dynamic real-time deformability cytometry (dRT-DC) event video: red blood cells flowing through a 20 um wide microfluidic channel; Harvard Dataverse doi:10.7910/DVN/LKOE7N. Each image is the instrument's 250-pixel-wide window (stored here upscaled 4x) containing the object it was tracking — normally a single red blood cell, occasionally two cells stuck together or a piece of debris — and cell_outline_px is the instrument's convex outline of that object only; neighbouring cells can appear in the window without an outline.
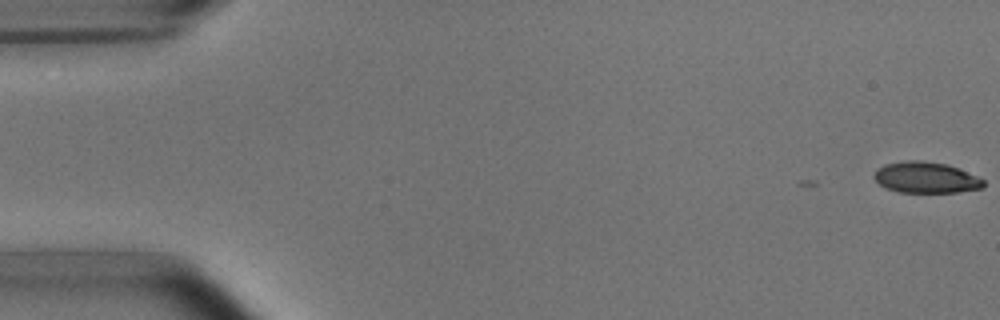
{"species": "common noctule bat (a hibernating species)", "species_latin": "Nyctalus noctula", "temperature_condition": "room temperature", "stored_images_in_passage": 7, "camera_frame_rate_fps": 3000, "um_per_image_px": 0.085, "animal": {"sex": "male", "body_mass_g": 15.6}, "frame": {"image": 1, "passage_image": 1, "time_ms": 0.0, "image_size_px": [1000, 320], "cell_outline_px": [[984, 188], [956, 192], [896, 192], [884, 188], [872, 176], [876, 168], [884, 164], [908, 160], [924, 160], [948, 164], [976, 176], [984, 180]], "centroid_in_image_um": [78.66, 15.08], "position_along_channel_um": 6.3, "area_um2": 20.0}}